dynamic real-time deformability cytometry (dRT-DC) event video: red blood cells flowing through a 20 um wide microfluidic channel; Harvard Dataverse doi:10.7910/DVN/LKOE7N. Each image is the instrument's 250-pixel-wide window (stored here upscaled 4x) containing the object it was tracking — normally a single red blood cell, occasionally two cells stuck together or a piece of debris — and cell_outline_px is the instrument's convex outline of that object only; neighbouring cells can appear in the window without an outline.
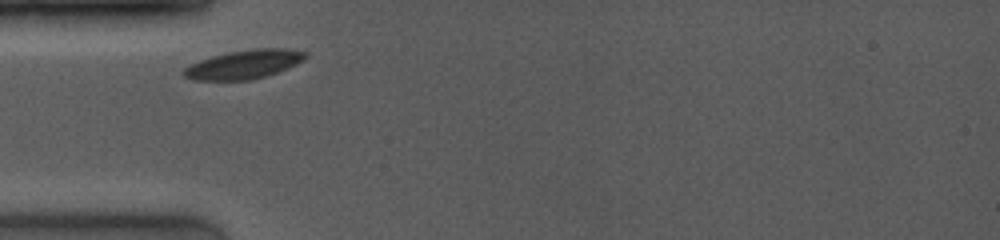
{"species": "common noctule bat (a hibernating species)", "species_latin": "Nyctalus noctula", "temperature_condition": "room temperature", "stored_images_in_passage": 33, "camera_frame_rate_fps": 4000, "um_per_image_px": 0.085, "animal": {"sex": "female", "body_mass_g": 19.0, "forearm_length_mm": 53.3}, "frame": {"image": 1, "passage_image": 1, "time_ms": 0.0, "image_size_px": [1000, 240], "cell_outline_px": [[308, 56], [304, 60], [296, 64], [276, 72], [252, 80], [196, 80], [184, 76], [180, 72], [184, 68], [200, 60], [212, 56], [228, 52], [256, 48], [284, 48], [308, 52]], "centroid_in_image_um": [20.75, 5.46], "position_along_channel_um": 64.3, "area_um2": 20.35}}
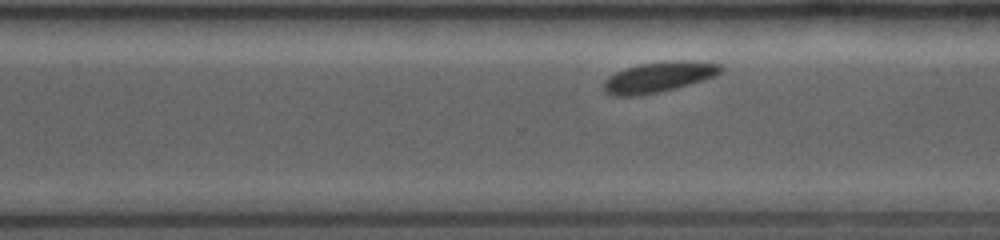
{"frame": {"image": 2, "passage_image": 23, "time_ms": 6.5, "image_size_px": [1000, 240], "cell_outline_px": [[724, 68], [716, 76], [704, 80], [676, 88], [660, 92], [640, 96], [612, 96], [604, 92], [604, 80], [608, 76], [616, 72], [640, 64], [668, 60], [696, 60], [720, 64]], "centroid_in_image_um": [56.01, 6.55], "position_along_channel_um": 314.6, "area_um2": 21.1}}
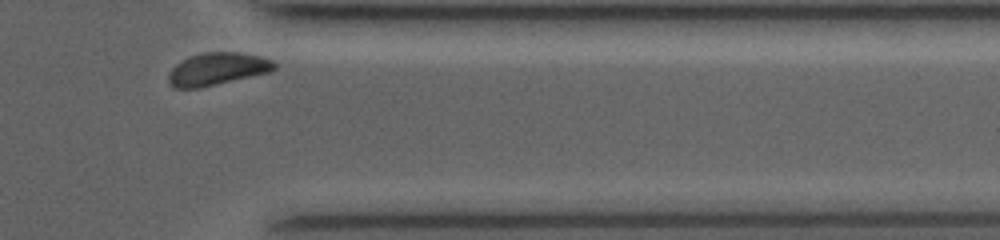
{"frame": {"image": 3, "passage_image": 31, "time_ms": 8.5, "image_size_px": [1000, 240], "cell_outline_px": [[276, 68], [268, 72], [200, 88], [172, 88], [168, 80], [168, 76], [172, 68], [176, 64], [192, 56], [204, 52], [236, 52], [260, 56], [272, 60], [276, 64]], "centroid_in_image_um": [18.46, 5.87], "position_along_channel_um": 392.9, "area_um2": 19.77}, "authors_computed_cell_mechanics": {"area_um2": 20.6924, "velocity_mm_per_s": 3.8838, "shape_relaxation_time_tau1_ms": 0.547, "shape_relaxation_time_tau2_ms": null, "deformation_change_tau1": 0.0291, "deformation_change_tau2": null}}